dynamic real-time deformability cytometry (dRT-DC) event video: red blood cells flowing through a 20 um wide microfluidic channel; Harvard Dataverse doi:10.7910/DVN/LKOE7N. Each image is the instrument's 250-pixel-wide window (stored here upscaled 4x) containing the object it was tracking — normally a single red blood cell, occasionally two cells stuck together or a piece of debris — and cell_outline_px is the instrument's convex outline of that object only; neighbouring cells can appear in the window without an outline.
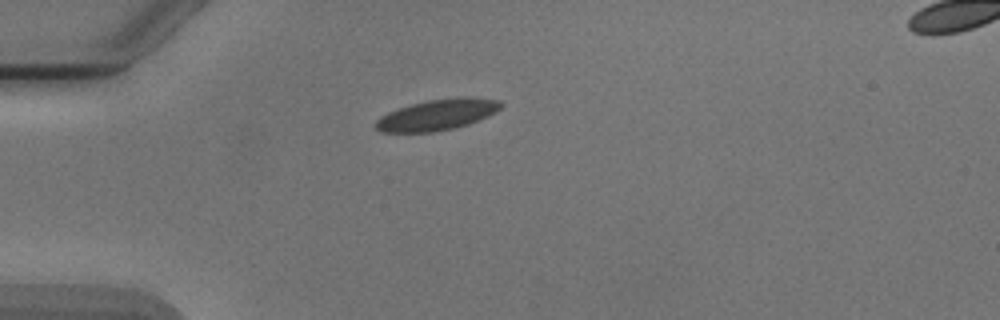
{"species": "Egyptian fruit bat (a non-hibernating species)", "species_latin": "Rousettus aegyptiacus", "temperature_condition": "cold", "stored_images_in_passage": 4, "camera_frame_rate_fps": 3000, "um_per_image_px": 0.085, "animal": {"sex": "male"}, "frame": {"image": 1, "passage_image": 1, "time_ms": 0.0, "image_size_px": [1000, 320], "cell_outline_px": [[500, 108], [488, 116], [468, 124], [452, 128], [432, 132], [380, 132], [376, 128], [376, 120], [380, 116], [388, 112], [412, 104], [428, 100], [456, 96], [464, 96], [500, 100]], "centroid_in_image_um": [37.15, 9.74], "position_along_channel_um": 47.8, "area_um2": 22.37}}
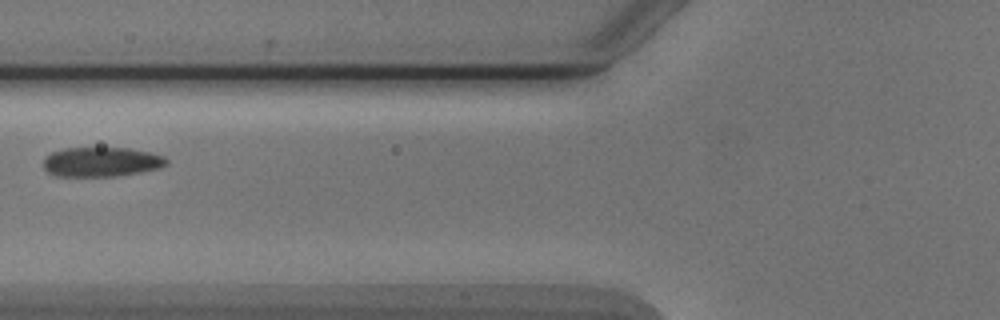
{"frame": {"image": 2, "passage_image": 3, "time_ms": 2.333, "image_size_px": [1000, 320], "cell_outline_px": [[168, 164], [160, 168], [140, 172], [116, 176], [52, 176], [44, 168], [44, 156], [52, 152], [64, 148], [128, 148], [148, 152], [164, 156], [168, 160]], "centroid_in_image_um": [8.6, 13.76], "position_along_channel_um": 117.2, "area_um2": 21.27}}
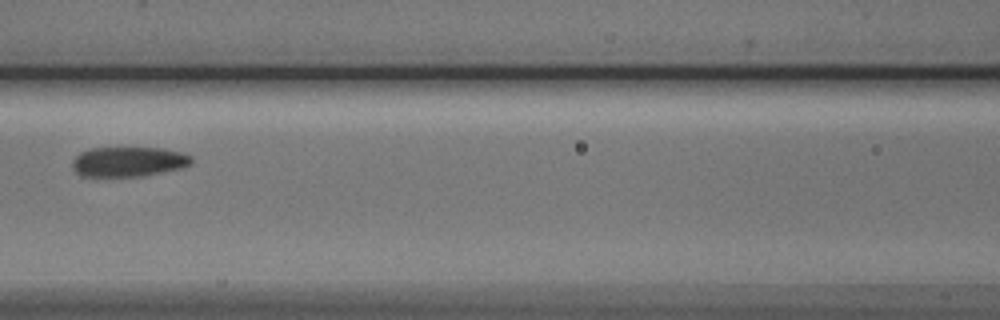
{"frame": {"image": 3, "passage_image": 4, "time_ms": 3.333, "image_size_px": [1000, 320], "cell_outline_px": [[192, 164], [184, 168], [144, 176], [80, 176], [72, 168], [72, 160], [80, 152], [88, 148], [160, 148], [180, 152], [192, 156]], "centroid_in_image_um": [10.93, 13.75], "position_along_channel_um": 155.7, "area_um2": 20.92}}